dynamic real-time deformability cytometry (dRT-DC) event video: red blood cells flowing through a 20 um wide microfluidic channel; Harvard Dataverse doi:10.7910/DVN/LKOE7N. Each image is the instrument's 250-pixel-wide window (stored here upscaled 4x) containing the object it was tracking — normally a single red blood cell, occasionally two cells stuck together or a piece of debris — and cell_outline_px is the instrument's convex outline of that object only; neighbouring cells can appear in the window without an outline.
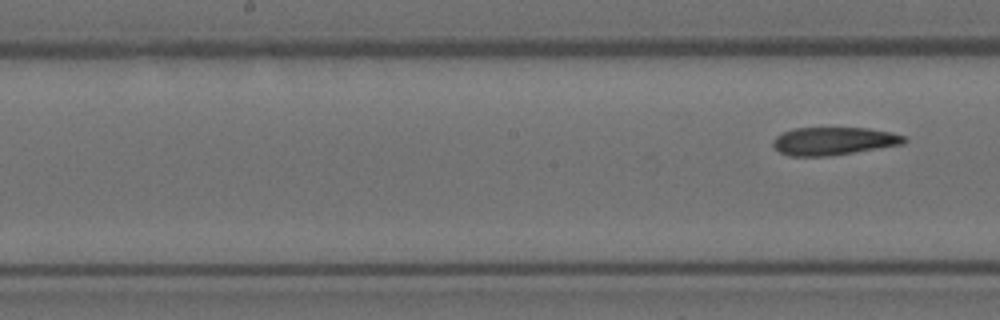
{"species": "Egyptian fruit bat (a non-hibernating species)", "species_latin": "Rousettus aegyptiacus", "temperature_condition": "room temperature", "stored_images_in_passage": 6, "segment_of_instrument_passage": [2, 2], "camera_frame_rate_fps": 3000, "um_per_image_px": 0.085, "animal": {"sex": "female"}, "frame": {"image": 1, "passage_image": 6, "time_ms": 1.667, "image_size_px": [1000, 320], "cell_outline_px": [[908, 140], [904, 144], [828, 156], [788, 156], [780, 152], [772, 144], [772, 140], [776, 136], [792, 128], [868, 128], [892, 132], [904, 136]], "centroid_in_image_um": [70.86, 11.99], "position_along_channel_um": 177.3, "area_um2": 21.33}}